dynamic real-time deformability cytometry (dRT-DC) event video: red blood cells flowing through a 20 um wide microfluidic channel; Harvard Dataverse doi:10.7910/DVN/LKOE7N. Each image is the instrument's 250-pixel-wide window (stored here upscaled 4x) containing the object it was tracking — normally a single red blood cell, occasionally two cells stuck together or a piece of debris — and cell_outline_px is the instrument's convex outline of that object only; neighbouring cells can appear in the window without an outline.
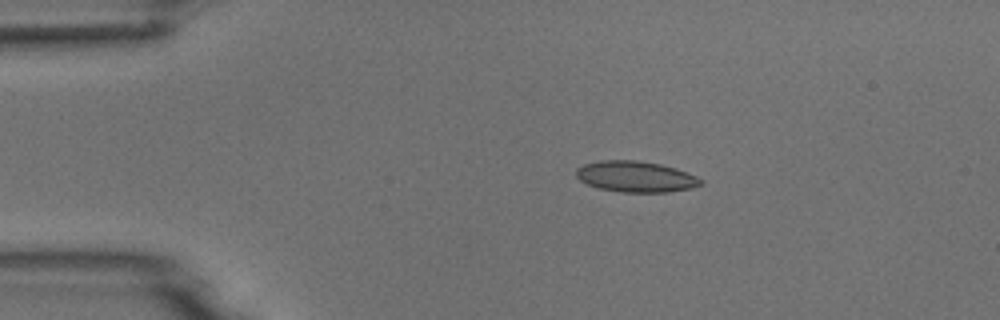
{"species": "common noctule bat (a hibernating species)", "species_latin": "Nyctalus noctula", "temperature_condition": "room temperature", "stored_images_in_passage": 6, "camera_frame_rate_fps": 3000, "um_per_image_px": 0.085, "animal": {"sex": "male", "body_mass_g": 18.8}, "frame": {"image": 1, "passage_image": 1, "time_ms": 0.0, "image_size_px": [1000, 320], "cell_outline_px": [[704, 184], [692, 188], [668, 192], [620, 192], [600, 188], [588, 184], [580, 180], [576, 176], [576, 168], [584, 164], [600, 160], [636, 160], [660, 164], [676, 168], [696, 176], [704, 180]], "centroid_in_image_um": [54.06, 15.01], "position_along_channel_um": 30.9, "area_um2": 22.54}}
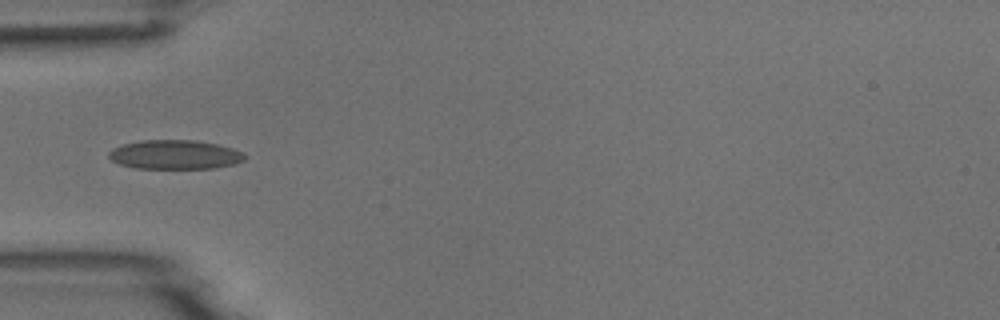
{"frame": {"image": 2, "passage_image": 3, "time_ms": 2.333, "image_size_px": [1000, 320], "cell_outline_px": [[248, 156], [244, 160], [236, 164], [216, 168], [136, 168], [120, 164], [112, 160], [108, 156], [108, 152], [112, 148], [124, 144], [144, 140], [192, 140], [216, 144], [232, 148]], "centroid_in_image_um": [14.88, 13.15], "position_along_channel_um": 70.1, "area_um2": 23.0}}